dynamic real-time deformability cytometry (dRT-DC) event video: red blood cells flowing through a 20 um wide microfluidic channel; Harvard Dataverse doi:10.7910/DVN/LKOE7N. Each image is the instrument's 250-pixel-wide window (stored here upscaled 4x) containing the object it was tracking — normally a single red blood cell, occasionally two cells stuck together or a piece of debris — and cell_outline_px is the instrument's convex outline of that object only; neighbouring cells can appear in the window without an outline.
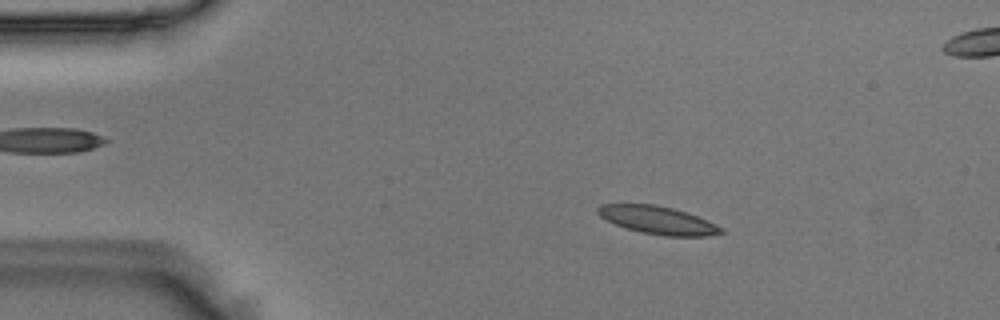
{"species": "Egyptian fruit bat (a non-hibernating species)", "species_latin": "Rousettus aegyptiacus", "temperature_condition": "room temperature", "stored_images_in_passage": 45, "segment_of_instrument_passage": [1, 2], "camera_frame_rate_fps": 3000, "um_per_image_px": 0.085, "animal": {"sex": "male"}, "frame": {"image": 1, "passage_image": 2, "time_ms": 0.333, "image_size_px": [1000, 320], "cell_outline_px": [[724, 232], [708, 236], [664, 236], [640, 232], [616, 224], [600, 216], [596, 212], [596, 208], [600, 204], [656, 204], [672, 208], [708, 220], [724, 228]], "centroid_in_image_um": [55.92, 18.71], "position_along_channel_um": 29.1, "area_um2": 19.94}}
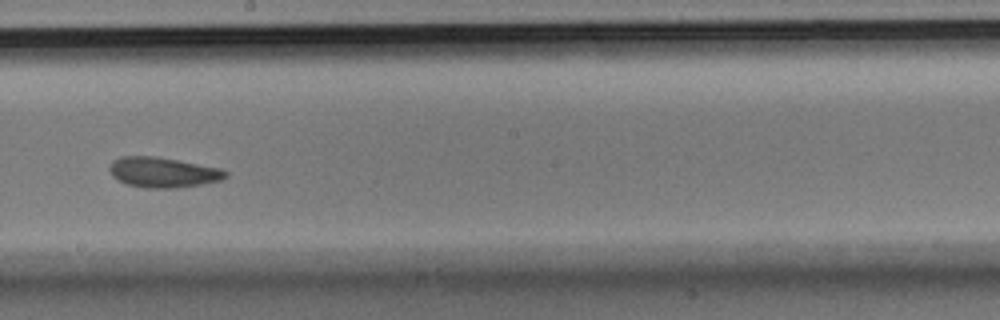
{"frame": {"image": 2, "passage_image": 22, "time_ms": 7.0, "image_size_px": [1000, 320], "cell_outline_px": [[228, 176], [220, 180], [200, 184], [176, 188], [148, 188], [128, 184], [112, 176], [108, 168], [112, 160], [120, 156], [156, 156], [220, 168], [228, 172]], "centroid_in_image_um": [13.83, 14.64], "position_along_channel_um": 234.4, "area_um2": 20.35}}
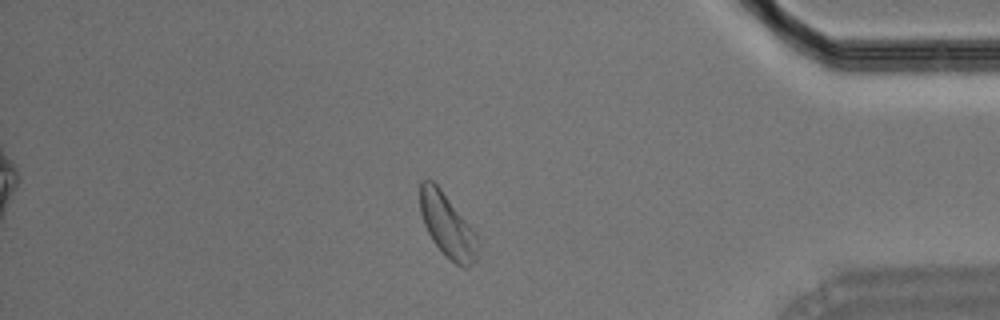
{"frame": {"image": 3, "passage_image": 37, "time_ms": 12.0, "image_size_px": [1000, 320], "cell_outline_px": [[480, 256], [468, 268], [464, 268], [456, 264], [432, 240], [424, 224], [420, 212], [420, 180], [432, 180], [440, 188], [476, 232], [480, 240]], "centroid_in_image_um": [38.09, 19.19], "position_along_channel_um": 397.1, "area_um2": 21.56}}